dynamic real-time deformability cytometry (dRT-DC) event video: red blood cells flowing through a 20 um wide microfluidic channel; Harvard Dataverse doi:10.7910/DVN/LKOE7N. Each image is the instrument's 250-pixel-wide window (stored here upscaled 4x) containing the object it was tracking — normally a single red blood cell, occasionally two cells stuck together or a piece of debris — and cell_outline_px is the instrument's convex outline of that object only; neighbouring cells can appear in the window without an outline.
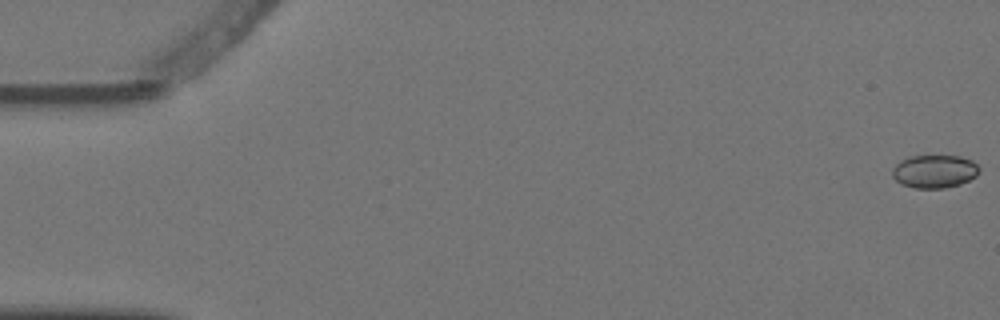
{"species": "Egyptian fruit bat (a non-hibernating species)", "species_latin": "Rousettus aegyptiacus", "temperature_condition": "warm", "stored_images_in_passage": 7, "camera_frame_rate_fps": 3000, "um_per_image_px": 0.085, "animal": {"sex": "female"}, "frame": {"image": 1, "passage_image": 1, "time_ms": 0.0, "image_size_px": [1000, 320], "cell_outline_px": [[980, 168], [976, 176], [960, 184], [944, 188], [912, 188], [900, 184], [892, 176], [892, 168], [896, 164], [908, 156], [960, 156], [972, 160]], "centroid_in_image_um": [79.41, 14.57], "position_along_channel_um": 5.6, "area_um2": 16.82}}
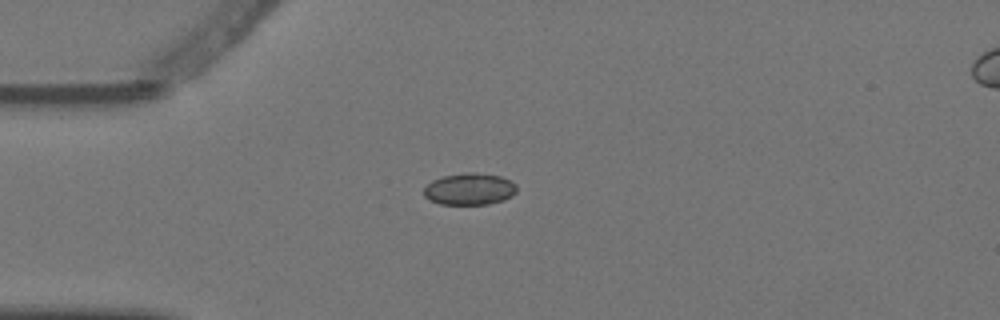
{"frame": {"image": 2, "passage_image": 5, "time_ms": 1.333, "image_size_px": [1000, 320], "cell_outline_px": [[516, 192], [512, 196], [504, 200], [488, 204], [440, 204], [424, 196], [424, 188], [432, 180], [444, 176], [468, 172], [476, 172], [500, 176], [512, 180], [516, 184]], "centroid_in_image_um": [39.95, 16.06], "position_along_channel_um": 45.1, "area_um2": 17.22}}
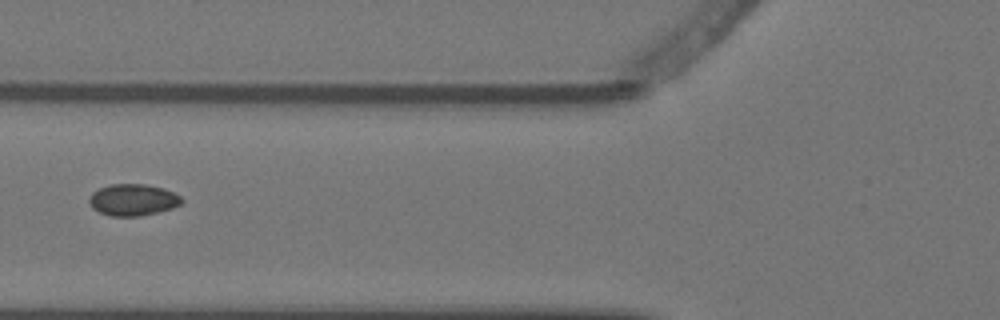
{"frame": {"image": 3, "passage_image": 7, "time_ms": 2.0, "image_size_px": [1000, 320], "cell_outline_px": [[184, 200], [180, 204], [172, 208], [140, 216], [112, 216], [100, 212], [92, 208], [88, 200], [92, 192], [100, 188], [112, 184], [144, 184], [164, 188], [180, 196]], "centroid_in_image_um": [11.29, 16.98], "position_along_channel_um": 114.5, "area_um2": 16.94}}